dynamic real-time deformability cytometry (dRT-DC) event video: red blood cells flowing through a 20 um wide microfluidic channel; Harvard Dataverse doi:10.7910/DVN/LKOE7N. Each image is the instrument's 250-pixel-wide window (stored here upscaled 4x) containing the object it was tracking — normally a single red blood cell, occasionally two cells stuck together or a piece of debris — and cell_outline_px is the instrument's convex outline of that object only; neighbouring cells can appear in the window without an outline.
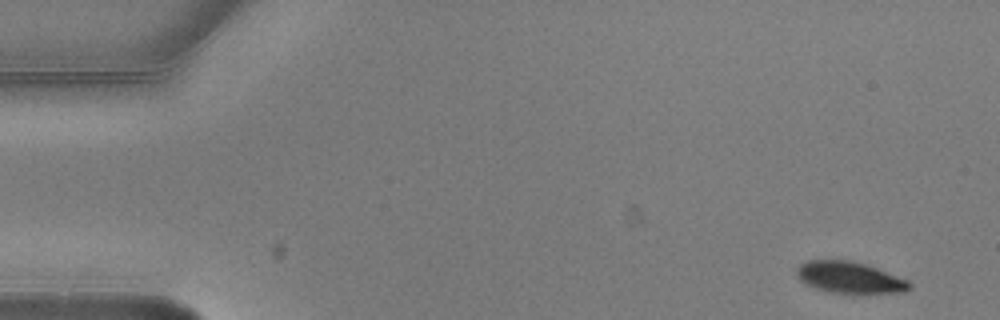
{"species": "common noctule bat (a hibernating species)", "species_latin": "Nyctalus noctula", "temperature_condition": "warm", "stored_images_in_passage": 10, "camera_frame_rate_fps": 3000, "um_per_image_px": 0.085, "animal": {"sex": "male", "body_mass_g": 20.5, "forearm_length_mm": 52.5}, "frame": {"image": 1, "passage_image": 1, "time_ms": 0.0, "image_size_px": [1000, 320], "cell_outline_px": [[912, 288], [904, 292], [828, 292], [804, 284], [800, 280], [796, 272], [796, 268], [800, 264], [808, 260], [852, 260], [868, 264], [908, 280], [912, 284]], "centroid_in_image_um": [72.21, 23.56], "position_along_channel_um": 12.8, "area_um2": 20.63}}
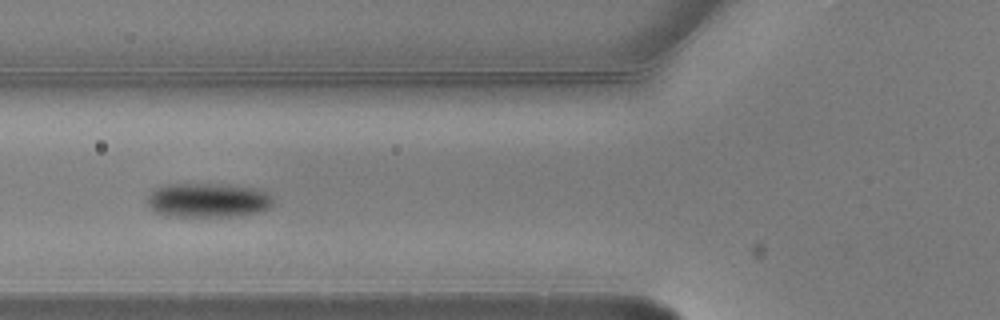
{"frame": {"image": 2, "passage_image": 6, "time_ms": 1.667, "image_size_px": [1000, 320], "cell_outline_px": [[272, 204], [268, 208], [260, 212], [232, 216], [168, 216], [156, 212], [148, 204], [148, 196], [156, 188], [168, 184], [208, 184], [252, 188], [264, 192], [272, 196]], "centroid_in_image_um": [17.65, 17.03], "position_along_channel_um": 108.1, "area_um2": 24.62}}
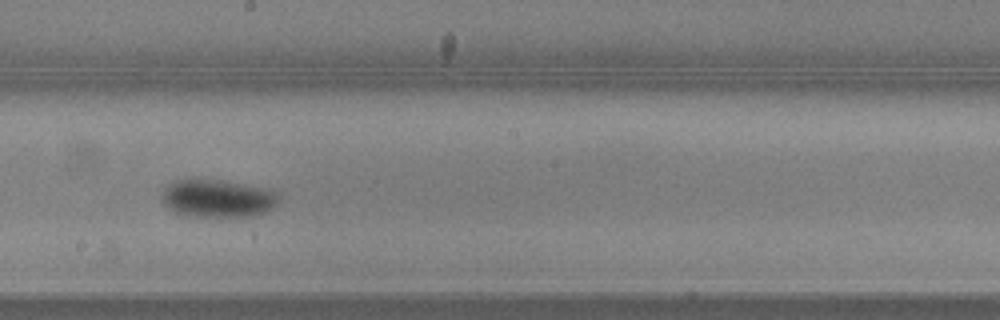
{"frame": {"image": 3, "passage_image": 9, "time_ms": 2.667, "image_size_px": [1000, 320], "cell_outline_px": [[280, 200], [272, 208], [264, 212], [252, 216], [188, 216], [176, 212], [168, 208], [164, 204], [160, 196], [164, 188], [176, 180], [196, 176], [224, 180], [268, 188], [276, 192], [280, 196]], "centroid_in_image_um": [18.48, 16.81], "position_along_channel_um": 229.7, "area_um2": 26.47}}